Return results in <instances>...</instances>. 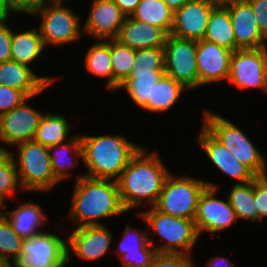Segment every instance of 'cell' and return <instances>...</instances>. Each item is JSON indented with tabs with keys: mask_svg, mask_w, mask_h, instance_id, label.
<instances>
[{
	"mask_svg": "<svg viewBox=\"0 0 267 267\" xmlns=\"http://www.w3.org/2000/svg\"><path fill=\"white\" fill-rule=\"evenodd\" d=\"M152 151L143 145L129 160L116 180L122 204L127 212L153 207L171 173L164 164L159 150ZM136 208V209H135Z\"/></svg>",
	"mask_w": 267,
	"mask_h": 267,
	"instance_id": "obj_1",
	"label": "cell"
},
{
	"mask_svg": "<svg viewBox=\"0 0 267 267\" xmlns=\"http://www.w3.org/2000/svg\"><path fill=\"white\" fill-rule=\"evenodd\" d=\"M73 185L71 206L67 212V221L74 224L72 228L104 225L102 220L128 213L122 204L115 180L85 176Z\"/></svg>",
	"mask_w": 267,
	"mask_h": 267,
	"instance_id": "obj_2",
	"label": "cell"
},
{
	"mask_svg": "<svg viewBox=\"0 0 267 267\" xmlns=\"http://www.w3.org/2000/svg\"><path fill=\"white\" fill-rule=\"evenodd\" d=\"M85 175L94 179L117 180L129 160L143 144H136L122 134L86 135L80 133Z\"/></svg>",
	"mask_w": 267,
	"mask_h": 267,
	"instance_id": "obj_3",
	"label": "cell"
},
{
	"mask_svg": "<svg viewBox=\"0 0 267 267\" xmlns=\"http://www.w3.org/2000/svg\"><path fill=\"white\" fill-rule=\"evenodd\" d=\"M138 217L147 225L148 241L159 253L191 254L200 236L194 220L177 218L160 212L154 206L138 211ZM158 237L161 243L152 238ZM155 242V243H154Z\"/></svg>",
	"mask_w": 267,
	"mask_h": 267,
	"instance_id": "obj_4",
	"label": "cell"
},
{
	"mask_svg": "<svg viewBox=\"0 0 267 267\" xmlns=\"http://www.w3.org/2000/svg\"><path fill=\"white\" fill-rule=\"evenodd\" d=\"M202 113L201 125L238 161L247 166L256 176L267 174L266 157L241 126L213 110L205 109Z\"/></svg>",
	"mask_w": 267,
	"mask_h": 267,
	"instance_id": "obj_5",
	"label": "cell"
},
{
	"mask_svg": "<svg viewBox=\"0 0 267 267\" xmlns=\"http://www.w3.org/2000/svg\"><path fill=\"white\" fill-rule=\"evenodd\" d=\"M23 191L47 193L60 182L55 178L49 149L34 140L15 145L9 150Z\"/></svg>",
	"mask_w": 267,
	"mask_h": 267,
	"instance_id": "obj_6",
	"label": "cell"
},
{
	"mask_svg": "<svg viewBox=\"0 0 267 267\" xmlns=\"http://www.w3.org/2000/svg\"><path fill=\"white\" fill-rule=\"evenodd\" d=\"M69 1L53 0L32 16L40 18L37 28L47 49L50 46L57 49V47L73 45L79 43L84 37L82 15L77 13L71 5L69 7L67 4Z\"/></svg>",
	"mask_w": 267,
	"mask_h": 267,
	"instance_id": "obj_7",
	"label": "cell"
},
{
	"mask_svg": "<svg viewBox=\"0 0 267 267\" xmlns=\"http://www.w3.org/2000/svg\"><path fill=\"white\" fill-rule=\"evenodd\" d=\"M207 186L205 179L171 171L154 207L177 218L194 220L200 194Z\"/></svg>",
	"mask_w": 267,
	"mask_h": 267,
	"instance_id": "obj_8",
	"label": "cell"
},
{
	"mask_svg": "<svg viewBox=\"0 0 267 267\" xmlns=\"http://www.w3.org/2000/svg\"><path fill=\"white\" fill-rule=\"evenodd\" d=\"M51 230L23 239L19 257L10 267H67L66 237Z\"/></svg>",
	"mask_w": 267,
	"mask_h": 267,
	"instance_id": "obj_9",
	"label": "cell"
},
{
	"mask_svg": "<svg viewBox=\"0 0 267 267\" xmlns=\"http://www.w3.org/2000/svg\"><path fill=\"white\" fill-rule=\"evenodd\" d=\"M205 181L208 186L200 194L194 221L200 237L205 232L214 239L215 234L229 229L238 220L227 196L223 200L219 196L221 185L213 180Z\"/></svg>",
	"mask_w": 267,
	"mask_h": 267,
	"instance_id": "obj_10",
	"label": "cell"
},
{
	"mask_svg": "<svg viewBox=\"0 0 267 267\" xmlns=\"http://www.w3.org/2000/svg\"><path fill=\"white\" fill-rule=\"evenodd\" d=\"M227 83L240 91L259 89L267 93V47L232 52Z\"/></svg>",
	"mask_w": 267,
	"mask_h": 267,
	"instance_id": "obj_11",
	"label": "cell"
},
{
	"mask_svg": "<svg viewBox=\"0 0 267 267\" xmlns=\"http://www.w3.org/2000/svg\"><path fill=\"white\" fill-rule=\"evenodd\" d=\"M66 233L67 267L72 262V255L79 261L91 263L113 253L114 233L107 225L83 226Z\"/></svg>",
	"mask_w": 267,
	"mask_h": 267,
	"instance_id": "obj_12",
	"label": "cell"
},
{
	"mask_svg": "<svg viewBox=\"0 0 267 267\" xmlns=\"http://www.w3.org/2000/svg\"><path fill=\"white\" fill-rule=\"evenodd\" d=\"M165 74L194 92L198 89L196 41L171 34L164 45Z\"/></svg>",
	"mask_w": 267,
	"mask_h": 267,
	"instance_id": "obj_13",
	"label": "cell"
},
{
	"mask_svg": "<svg viewBox=\"0 0 267 267\" xmlns=\"http://www.w3.org/2000/svg\"><path fill=\"white\" fill-rule=\"evenodd\" d=\"M27 98L20 106L0 115V150L9 151L15 145L34 140L44 111L33 107Z\"/></svg>",
	"mask_w": 267,
	"mask_h": 267,
	"instance_id": "obj_14",
	"label": "cell"
},
{
	"mask_svg": "<svg viewBox=\"0 0 267 267\" xmlns=\"http://www.w3.org/2000/svg\"><path fill=\"white\" fill-rule=\"evenodd\" d=\"M89 11L82 18L83 36L93 41L116 39L126 15L114 0H90Z\"/></svg>",
	"mask_w": 267,
	"mask_h": 267,
	"instance_id": "obj_15",
	"label": "cell"
},
{
	"mask_svg": "<svg viewBox=\"0 0 267 267\" xmlns=\"http://www.w3.org/2000/svg\"><path fill=\"white\" fill-rule=\"evenodd\" d=\"M232 52L206 40L196 41L198 89L227 82Z\"/></svg>",
	"mask_w": 267,
	"mask_h": 267,
	"instance_id": "obj_16",
	"label": "cell"
},
{
	"mask_svg": "<svg viewBox=\"0 0 267 267\" xmlns=\"http://www.w3.org/2000/svg\"><path fill=\"white\" fill-rule=\"evenodd\" d=\"M199 129L200 131L196 136L195 143L202 149L210 165L216 168L215 170L218 169L217 172L220 171L222 174L230 177L234 180L235 184L254 180L256 175L247 166L238 161L236 157L202 125Z\"/></svg>",
	"mask_w": 267,
	"mask_h": 267,
	"instance_id": "obj_17",
	"label": "cell"
},
{
	"mask_svg": "<svg viewBox=\"0 0 267 267\" xmlns=\"http://www.w3.org/2000/svg\"><path fill=\"white\" fill-rule=\"evenodd\" d=\"M124 228L113 250L120 259L119 267H150L157 251L148 241L147 228L142 230L138 226L132 227L130 223Z\"/></svg>",
	"mask_w": 267,
	"mask_h": 267,
	"instance_id": "obj_18",
	"label": "cell"
},
{
	"mask_svg": "<svg viewBox=\"0 0 267 267\" xmlns=\"http://www.w3.org/2000/svg\"><path fill=\"white\" fill-rule=\"evenodd\" d=\"M214 8L205 0H189L174 11L170 34L182 39L203 40L209 16Z\"/></svg>",
	"mask_w": 267,
	"mask_h": 267,
	"instance_id": "obj_19",
	"label": "cell"
},
{
	"mask_svg": "<svg viewBox=\"0 0 267 267\" xmlns=\"http://www.w3.org/2000/svg\"><path fill=\"white\" fill-rule=\"evenodd\" d=\"M58 79V76L38 74L33 68L13 60L0 62V85L21 90L28 97L41 96Z\"/></svg>",
	"mask_w": 267,
	"mask_h": 267,
	"instance_id": "obj_20",
	"label": "cell"
},
{
	"mask_svg": "<svg viewBox=\"0 0 267 267\" xmlns=\"http://www.w3.org/2000/svg\"><path fill=\"white\" fill-rule=\"evenodd\" d=\"M226 8L230 13L236 45L240 49L267 47V39L260 32L247 0L235 1Z\"/></svg>",
	"mask_w": 267,
	"mask_h": 267,
	"instance_id": "obj_21",
	"label": "cell"
},
{
	"mask_svg": "<svg viewBox=\"0 0 267 267\" xmlns=\"http://www.w3.org/2000/svg\"><path fill=\"white\" fill-rule=\"evenodd\" d=\"M17 207L9 210L5 209L3 215L9 221L13 230L22 238L29 239L40 232L50 228H45L49 223L48 214L43 211V206L40 203L33 202L32 199L22 201L18 199ZM22 201V203H20Z\"/></svg>",
	"mask_w": 267,
	"mask_h": 267,
	"instance_id": "obj_22",
	"label": "cell"
},
{
	"mask_svg": "<svg viewBox=\"0 0 267 267\" xmlns=\"http://www.w3.org/2000/svg\"><path fill=\"white\" fill-rule=\"evenodd\" d=\"M48 149L53 174L61 184L63 181L71 179L73 175H75V177H72L74 182L86 176L85 173L78 174L76 172L73 174V170L78 167L79 162H83L79 131L70 140L50 146Z\"/></svg>",
	"mask_w": 267,
	"mask_h": 267,
	"instance_id": "obj_23",
	"label": "cell"
},
{
	"mask_svg": "<svg viewBox=\"0 0 267 267\" xmlns=\"http://www.w3.org/2000/svg\"><path fill=\"white\" fill-rule=\"evenodd\" d=\"M168 34L157 26L128 16L116 38L121 44L134 50L164 47Z\"/></svg>",
	"mask_w": 267,
	"mask_h": 267,
	"instance_id": "obj_24",
	"label": "cell"
},
{
	"mask_svg": "<svg viewBox=\"0 0 267 267\" xmlns=\"http://www.w3.org/2000/svg\"><path fill=\"white\" fill-rule=\"evenodd\" d=\"M13 28L11 40V60L30 68L34 67L37 60H41L46 47L36 26L28 29ZM43 53V54H42ZM34 65V66H32Z\"/></svg>",
	"mask_w": 267,
	"mask_h": 267,
	"instance_id": "obj_25",
	"label": "cell"
},
{
	"mask_svg": "<svg viewBox=\"0 0 267 267\" xmlns=\"http://www.w3.org/2000/svg\"><path fill=\"white\" fill-rule=\"evenodd\" d=\"M165 74L164 70H131L128 78L119 86L118 91L123 94L139 109L148 113V100H151L153 86Z\"/></svg>",
	"mask_w": 267,
	"mask_h": 267,
	"instance_id": "obj_26",
	"label": "cell"
},
{
	"mask_svg": "<svg viewBox=\"0 0 267 267\" xmlns=\"http://www.w3.org/2000/svg\"><path fill=\"white\" fill-rule=\"evenodd\" d=\"M184 92L191 93L183 84L164 74L153 86L151 100H148V113L157 116L169 113L179 103Z\"/></svg>",
	"mask_w": 267,
	"mask_h": 267,
	"instance_id": "obj_27",
	"label": "cell"
},
{
	"mask_svg": "<svg viewBox=\"0 0 267 267\" xmlns=\"http://www.w3.org/2000/svg\"><path fill=\"white\" fill-rule=\"evenodd\" d=\"M85 71L94 78H105V90L113 92V70L110 59V39L97 40L91 44L83 56Z\"/></svg>",
	"mask_w": 267,
	"mask_h": 267,
	"instance_id": "obj_28",
	"label": "cell"
},
{
	"mask_svg": "<svg viewBox=\"0 0 267 267\" xmlns=\"http://www.w3.org/2000/svg\"><path fill=\"white\" fill-rule=\"evenodd\" d=\"M46 112L40 118L35 142L50 147L70 140L75 135L71 133L73 126L66 116L59 112Z\"/></svg>",
	"mask_w": 267,
	"mask_h": 267,
	"instance_id": "obj_29",
	"label": "cell"
},
{
	"mask_svg": "<svg viewBox=\"0 0 267 267\" xmlns=\"http://www.w3.org/2000/svg\"><path fill=\"white\" fill-rule=\"evenodd\" d=\"M203 40L226 47L233 52L240 49L236 45L230 13L226 7H216L212 10Z\"/></svg>",
	"mask_w": 267,
	"mask_h": 267,
	"instance_id": "obj_30",
	"label": "cell"
},
{
	"mask_svg": "<svg viewBox=\"0 0 267 267\" xmlns=\"http://www.w3.org/2000/svg\"><path fill=\"white\" fill-rule=\"evenodd\" d=\"M229 193H226L229 203L235 211L238 221H251L254 224H261L254 201L253 180L246 183H232Z\"/></svg>",
	"mask_w": 267,
	"mask_h": 267,
	"instance_id": "obj_31",
	"label": "cell"
},
{
	"mask_svg": "<svg viewBox=\"0 0 267 267\" xmlns=\"http://www.w3.org/2000/svg\"><path fill=\"white\" fill-rule=\"evenodd\" d=\"M174 12L163 0H141L131 18L157 26L168 35L172 31Z\"/></svg>",
	"mask_w": 267,
	"mask_h": 267,
	"instance_id": "obj_32",
	"label": "cell"
},
{
	"mask_svg": "<svg viewBox=\"0 0 267 267\" xmlns=\"http://www.w3.org/2000/svg\"><path fill=\"white\" fill-rule=\"evenodd\" d=\"M136 50L110 39V59L113 70V92L128 78L135 59Z\"/></svg>",
	"mask_w": 267,
	"mask_h": 267,
	"instance_id": "obj_33",
	"label": "cell"
},
{
	"mask_svg": "<svg viewBox=\"0 0 267 267\" xmlns=\"http://www.w3.org/2000/svg\"><path fill=\"white\" fill-rule=\"evenodd\" d=\"M19 192L24 191L19 182L15 162L9 151L0 150V196L7 202L9 198L18 199L16 197H19Z\"/></svg>",
	"mask_w": 267,
	"mask_h": 267,
	"instance_id": "obj_34",
	"label": "cell"
},
{
	"mask_svg": "<svg viewBox=\"0 0 267 267\" xmlns=\"http://www.w3.org/2000/svg\"><path fill=\"white\" fill-rule=\"evenodd\" d=\"M23 239L13 230L4 215L0 216V265L10 267L19 257Z\"/></svg>",
	"mask_w": 267,
	"mask_h": 267,
	"instance_id": "obj_35",
	"label": "cell"
},
{
	"mask_svg": "<svg viewBox=\"0 0 267 267\" xmlns=\"http://www.w3.org/2000/svg\"><path fill=\"white\" fill-rule=\"evenodd\" d=\"M131 70H165L164 47L136 50Z\"/></svg>",
	"mask_w": 267,
	"mask_h": 267,
	"instance_id": "obj_36",
	"label": "cell"
},
{
	"mask_svg": "<svg viewBox=\"0 0 267 267\" xmlns=\"http://www.w3.org/2000/svg\"><path fill=\"white\" fill-rule=\"evenodd\" d=\"M192 254L157 252L150 267H198Z\"/></svg>",
	"mask_w": 267,
	"mask_h": 267,
	"instance_id": "obj_37",
	"label": "cell"
},
{
	"mask_svg": "<svg viewBox=\"0 0 267 267\" xmlns=\"http://www.w3.org/2000/svg\"><path fill=\"white\" fill-rule=\"evenodd\" d=\"M27 98L23 91L0 85V115L20 106Z\"/></svg>",
	"mask_w": 267,
	"mask_h": 267,
	"instance_id": "obj_38",
	"label": "cell"
},
{
	"mask_svg": "<svg viewBox=\"0 0 267 267\" xmlns=\"http://www.w3.org/2000/svg\"><path fill=\"white\" fill-rule=\"evenodd\" d=\"M254 184V201L258 216L267 220V174L256 176Z\"/></svg>",
	"mask_w": 267,
	"mask_h": 267,
	"instance_id": "obj_39",
	"label": "cell"
},
{
	"mask_svg": "<svg viewBox=\"0 0 267 267\" xmlns=\"http://www.w3.org/2000/svg\"><path fill=\"white\" fill-rule=\"evenodd\" d=\"M53 0H7L11 12L18 17L27 15L32 17L45 4Z\"/></svg>",
	"mask_w": 267,
	"mask_h": 267,
	"instance_id": "obj_40",
	"label": "cell"
},
{
	"mask_svg": "<svg viewBox=\"0 0 267 267\" xmlns=\"http://www.w3.org/2000/svg\"><path fill=\"white\" fill-rule=\"evenodd\" d=\"M12 24L0 21V62L11 60ZM10 25V27H9Z\"/></svg>",
	"mask_w": 267,
	"mask_h": 267,
	"instance_id": "obj_41",
	"label": "cell"
},
{
	"mask_svg": "<svg viewBox=\"0 0 267 267\" xmlns=\"http://www.w3.org/2000/svg\"><path fill=\"white\" fill-rule=\"evenodd\" d=\"M255 15L257 26L267 39V0H247Z\"/></svg>",
	"mask_w": 267,
	"mask_h": 267,
	"instance_id": "obj_42",
	"label": "cell"
},
{
	"mask_svg": "<svg viewBox=\"0 0 267 267\" xmlns=\"http://www.w3.org/2000/svg\"><path fill=\"white\" fill-rule=\"evenodd\" d=\"M140 1L141 0H114L115 4L126 15V17L132 15Z\"/></svg>",
	"mask_w": 267,
	"mask_h": 267,
	"instance_id": "obj_43",
	"label": "cell"
},
{
	"mask_svg": "<svg viewBox=\"0 0 267 267\" xmlns=\"http://www.w3.org/2000/svg\"><path fill=\"white\" fill-rule=\"evenodd\" d=\"M206 267H233L234 264L233 262L230 260V257H223L222 255L220 256V254L215 255L214 257L212 256V258L210 257L207 261V263L205 264Z\"/></svg>",
	"mask_w": 267,
	"mask_h": 267,
	"instance_id": "obj_44",
	"label": "cell"
},
{
	"mask_svg": "<svg viewBox=\"0 0 267 267\" xmlns=\"http://www.w3.org/2000/svg\"><path fill=\"white\" fill-rule=\"evenodd\" d=\"M14 15L7 3V0H0V21H9Z\"/></svg>",
	"mask_w": 267,
	"mask_h": 267,
	"instance_id": "obj_45",
	"label": "cell"
},
{
	"mask_svg": "<svg viewBox=\"0 0 267 267\" xmlns=\"http://www.w3.org/2000/svg\"><path fill=\"white\" fill-rule=\"evenodd\" d=\"M208 4L216 7H228L230 6L233 2L238 1V0H205Z\"/></svg>",
	"mask_w": 267,
	"mask_h": 267,
	"instance_id": "obj_46",
	"label": "cell"
},
{
	"mask_svg": "<svg viewBox=\"0 0 267 267\" xmlns=\"http://www.w3.org/2000/svg\"><path fill=\"white\" fill-rule=\"evenodd\" d=\"M163 1L174 12L189 0H163Z\"/></svg>",
	"mask_w": 267,
	"mask_h": 267,
	"instance_id": "obj_47",
	"label": "cell"
},
{
	"mask_svg": "<svg viewBox=\"0 0 267 267\" xmlns=\"http://www.w3.org/2000/svg\"><path fill=\"white\" fill-rule=\"evenodd\" d=\"M6 206V201L0 196V216L3 215Z\"/></svg>",
	"mask_w": 267,
	"mask_h": 267,
	"instance_id": "obj_48",
	"label": "cell"
}]
</instances>
